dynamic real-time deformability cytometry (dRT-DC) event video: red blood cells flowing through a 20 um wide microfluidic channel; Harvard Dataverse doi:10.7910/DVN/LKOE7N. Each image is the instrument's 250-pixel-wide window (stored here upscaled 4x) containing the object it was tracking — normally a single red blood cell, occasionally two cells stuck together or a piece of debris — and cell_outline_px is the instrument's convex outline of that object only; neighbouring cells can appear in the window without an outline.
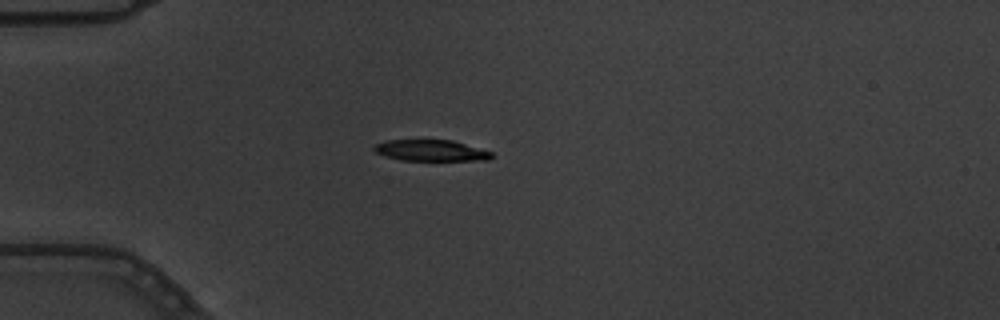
{"species": "common noctule bat (a hibernating species)", "species_latin": "Nyctalus noctula", "temperature_condition": "warm", "stored_images_in_passage": 14, "camera_frame_rate_fps": 3000, "um_per_image_px": 0.085, "animal": {"sex": "male", "body_mass_g": 19.5, "forearm_length_mm": 54.6}, "frame": {"image": 1, "passage_image": 3, "time_ms": 0.667, "image_size_px": [1000, 320], "cell_outline_px": [[496, 156], [488, 160], [400, 160], [384, 156], [376, 152], [372, 148], [376, 144], [384, 140], [452, 140], [492, 152]], "centroid_in_image_um": [36.63, 12.79], "position_along_channel_um": 48.4, "area_um2": 14.51}}
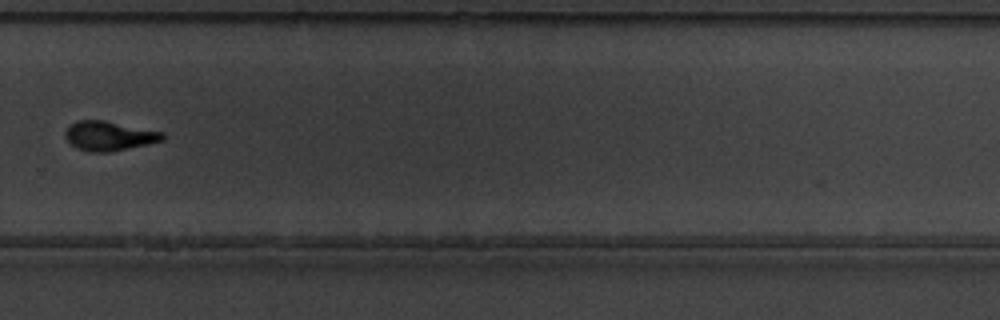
{"frame": {"image": 2, "passage_image": 10, "time_ms": 3.0, "image_size_px": [1000, 320], "cell_outline_px": [[164, 140], [148, 144], [108, 152], [88, 152], [76, 148], [64, 136], [64, 132], [76, 120], [104, 120], [164, 132]], "centroid_in_image_um": [9.27, 11.55], "position_along_channel_um": 320.5, "area_um2": 16.65}}
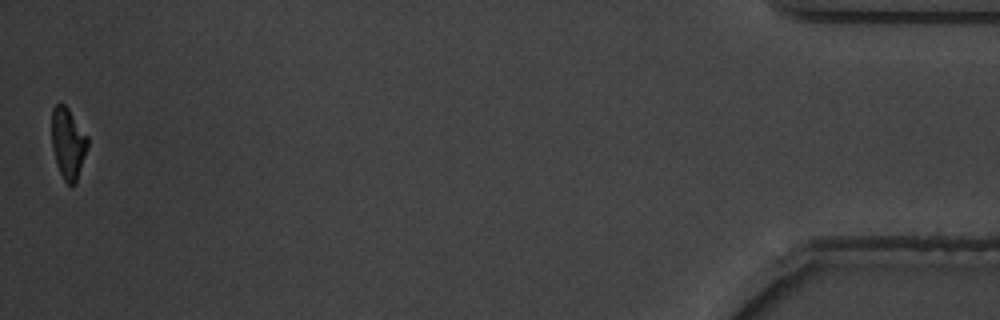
{"frame": {"image": 3, "passage_image": 14, "time_ms": 4.333, "image_size_px": [1000, 320], "cell_outline_px": [[88, 148], [76, 184], [68, 184], [64, 180], [56, 164], [52, 148], [52, 108], [56, 104], [64, 104], [68, 108], [88, 136]], "centroid_in_image_um": [5.79, 12.19], "position_along_channel_um": 429.4, "area_um2": 14.97}}